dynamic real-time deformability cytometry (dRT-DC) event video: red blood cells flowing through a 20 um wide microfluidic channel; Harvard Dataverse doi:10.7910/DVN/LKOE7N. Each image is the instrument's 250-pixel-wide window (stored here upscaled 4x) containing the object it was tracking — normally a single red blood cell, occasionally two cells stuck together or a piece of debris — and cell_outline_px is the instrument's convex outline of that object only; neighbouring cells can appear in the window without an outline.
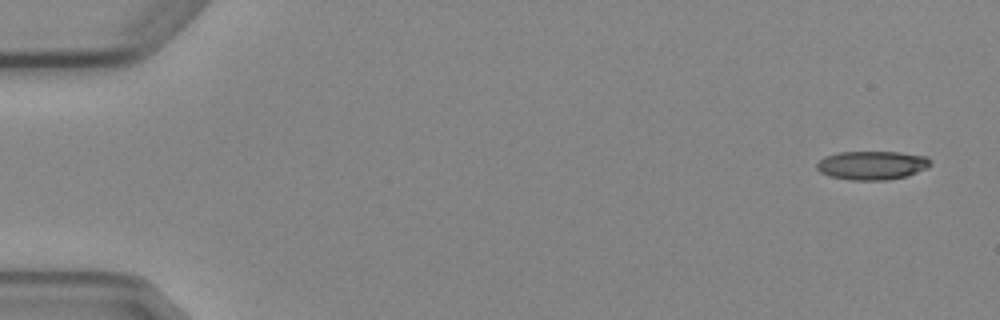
{"species": "Egyptian fruit bat (a non-hibernating species)", "species_latin": "Rousettus aegyptiacus", "temperature_condition": "cold", "stored_images_in_passage": 7, "camera_frame_rate_fps": 3000, "um_per_image_px": 0.085, "animal": {"sex": "female"}, "frame": {"image": 1, "passage_image": 1, "time_ms": 0.0, "image_size_px": [1000, 320], "cell_outline_px": [[932, 164], [928, 168], [908, 176], [884, 180], [848, 180], [828, 176], [820, 172], [816, 168], [816, 164], [824, 156], [840, 152], [900, 152], [928, 156]], "centroid_in_image_um": [74.14, 14.05], "position_along_channel_um": 10.9, "area_um2": 19.31}}
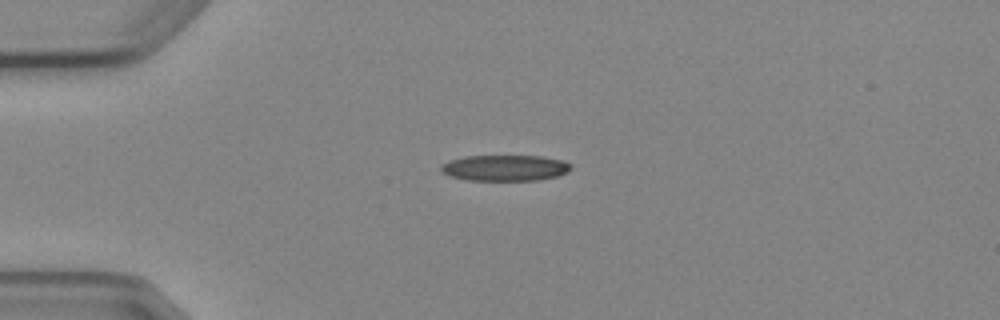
{"frame": {"image": 2, "passage_image": 4, "time_ms": 3.667, "image_size_px": [1000, 320], "cell_outline_px": [[572, 168], [568, 172], [556, 176], [536, 180], [464, 180], [448, 176], [440, 172], [440, 164], [452, 160], [468, 156], [540, 156], [560, 160], [572, 164]], "centroid_in_image_um": [42.88, 14.28], "position_along_channel_um": 42.1, "area_um2": 19.65}}
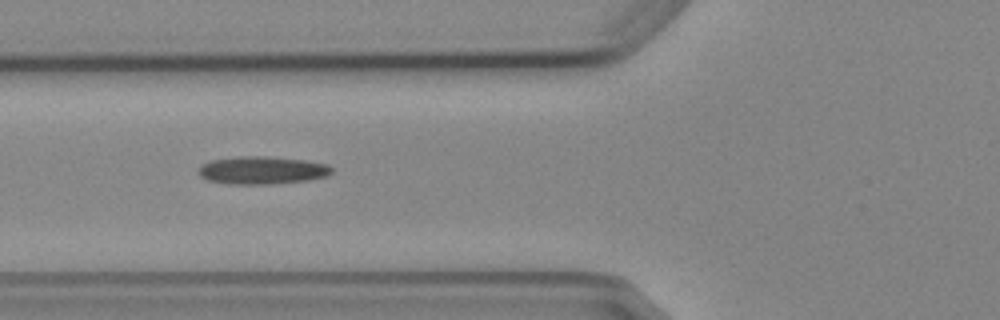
{"frame": {"image": 3, "passage_image": 6, "time_ms": 6.0, "image_size_px": [1000, 320], "cell_outline_px": [[332, 172], [328, 176], [308, 180], [272, 184], [232, 184], [208, 180], [200, 176], [196, 172], [200, 164], [212, 160], [236, 156], [264, 156], [304, 160], [328, 164], [332, 168]], "centroid_in_image_um": [22.25, 14.47], "position_along_channel_um": 103.5, "area_um2": 21.73}}